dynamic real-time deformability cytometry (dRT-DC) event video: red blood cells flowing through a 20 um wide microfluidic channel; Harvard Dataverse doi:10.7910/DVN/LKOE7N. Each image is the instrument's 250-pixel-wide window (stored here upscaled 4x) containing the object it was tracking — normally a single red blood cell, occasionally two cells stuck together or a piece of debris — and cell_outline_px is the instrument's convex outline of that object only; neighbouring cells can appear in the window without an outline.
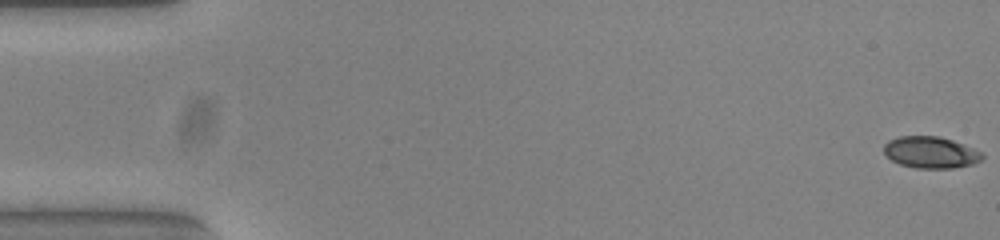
{"species": "common noctule bat (a hibernating species)", "species_latin": "Nyctalus noctula", "temperature_condition": "warm", "stored_images_in_passage": 54, "camera_frame_rate_fps": 3000, "um_per_image_px": 0.085, "animal": {"sex": "female", "body_mass_g": 23.0, "forearm_length_mm": 53.4}, "frame": {"image": 1, "passage_image": 1, "time_ms": 0.0, "image_size_px": [1000, 240], "cell_outline_px": [[984, 156], [980, 160], [972, 164], [952, 168], [916, 168], [900, 164], [892, 160], [884, 152], [884, 144], [888, 140], [900, 136], [940, 136], [952, 140], [972, 148], [980, 152]], "centroid_in_image_um": [79.08, 12.94], "position_along_channel_um": 5.9, "area_um2": 17.92}}
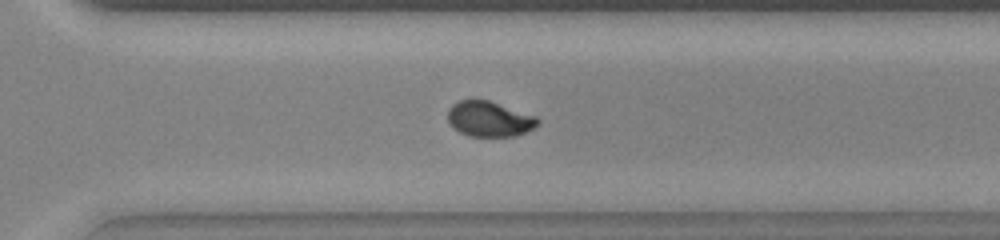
{"frame": {"image": 2, "passage_image": 38, "time_ms": 12.333, "image_size_px": [1000, 240], "cell_outline_px": [[540, 124], [516, 136], [468, 136], [452, 128], [448, 120], [448, 108], [452, 104], [460, 100], [488, 100], [536, 116], [540, 120]], "centroid_in_image_um": [41.58, 10.12], "position_along_channel_um": 329.0, "area_um2": 18.5}}
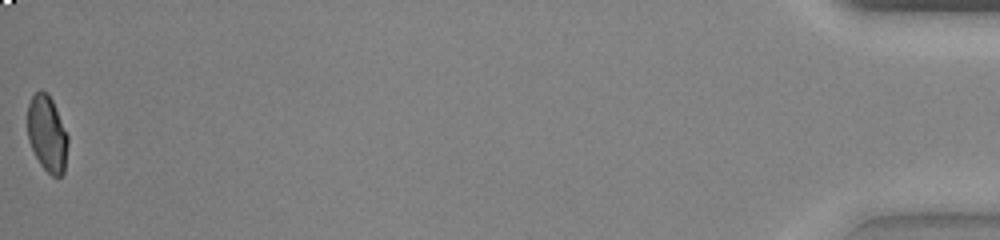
{"frame": {"image": 3, "passage_image": 54, "time_ms": 17.667, "image_size_px": [1000, 240], "cell_outline_px": [[68, 144], [64, 172], [60, 176], [52, 176], [40, 164], [28, 140], [28, 104], [32, 96], [36, 92], [48, 92], [52, 100], [68, 136]], "centroid_in_image_um": [4.01, 11.38], "position_along_channel_um": 431.2, "area_um2": 17.69}, "authors_computed_cell_mechanics": {"area_um2": 18.7272, "velocity_mm_per_s": 3.8496, "shape_relaxation_time_tau1_ms": 5.6392, "shape_relaxation_time_tau2_ms": 0.9917, "deformation_change_tau1": 0.1557, "deformation_change_tau2": 0.0423}}